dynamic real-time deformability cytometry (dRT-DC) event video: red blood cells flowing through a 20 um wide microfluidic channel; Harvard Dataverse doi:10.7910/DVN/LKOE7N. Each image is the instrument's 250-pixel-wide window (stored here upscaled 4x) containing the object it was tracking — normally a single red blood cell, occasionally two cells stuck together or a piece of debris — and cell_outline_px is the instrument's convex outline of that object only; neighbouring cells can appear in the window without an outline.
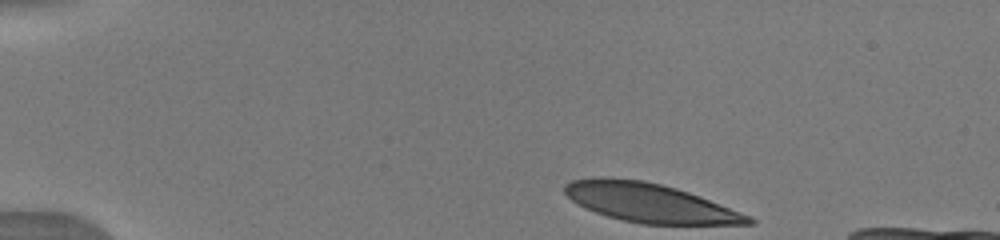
{"species": "human", "species_latin": "Homo sapiens", "temperature_condition": "warm", "stored_images_in_passage": 19, "camera_frame_rate_fps": 3000, "um_per_image_px": 0.085, "donor": {"sex": "male"}, "frame": {"image": 1, "passage_image": 1, "time_ms": 0.0, "image_size_px": [1000, 240], "cell_outline_px": [[756, 224], [640, 224], [608, 216], [584, 208], [572, 200], [564, 192], [564, 184], [572, 180], [592, 176], [608, 176], [644, 180], [676, 188], [700, 196], [752, 216], [756, 220]], "centroid_in_image_um": [55.21, 17.22], "position_along_channel_um": 29.8, "area_um2": 41.96}}
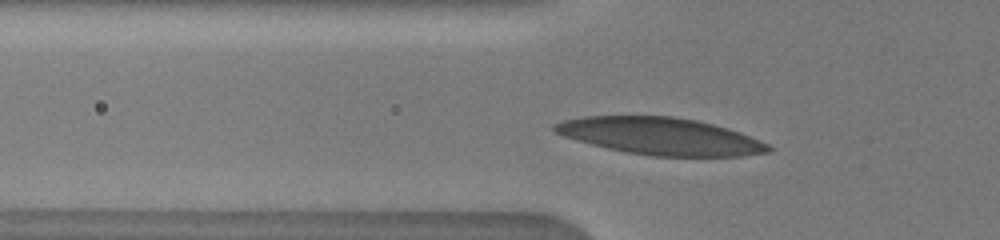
{"frame": {"image": 2, "passage_image": 10, "time_ms": 3.0, "image_size_px": [1000, 240], "cell_outline_px": [[772, 152], [740, 156], [652, 156], [628, 152], [608, 148], [576, 140], [552, 132], [552, 124], [564, 120], [584, 116], [672, 116], [696, 120], [728, 128], [740, 132], [760, 140], [768, 144], [772, 148]], "centroid_in_image_um": [56.14, 11.57], "position_along_channel_um": 69.7, "area_um2": 46.18}}
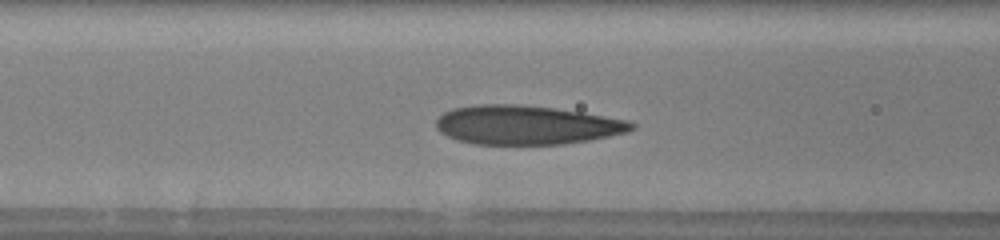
{"frame": {"image": 3, "passage_image": 14, "time_ms": 4.333, "image_size_px": [1000, 240], "cell_outline_px": [[636, 128], [628, 132], [588, 140], [564, 144], [472, 144], [456, 140], [440, 132], [436, 128], [436, 120], [444, 112], [452, 108], [476, 104], [516, 104], [556, 108], [628, 120], [636, 124]], "centroid_in_image_um": [44.73, 10.62], "position_along_channel_um": 121.9, "area_um2": 44.56}}